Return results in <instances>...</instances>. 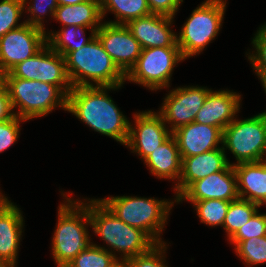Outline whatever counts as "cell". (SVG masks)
I'll return each instance as SVG.
<instances>
[{
    "mask_svg": "<svg viewBox=\"0 0 266 267\" xmlns=\"http://www.w3.org/2000/svg\"><path fill=\"white\" fill-rule=\"evenodd\" d=\"M241 95L230 90L210 91L194 122L220 128L222 131L239 112Z\"/></svg>",
    "mask_w": 266,
    "mask_h": 267,
    "instance_id": "19",
    "label": "cell"
},
{
    "mask_svg": "<svg viewBox=\"0 0 266 267\" xmlns=\"http://www.w3.org/2000/svg\"><path fill=\"white\" fill-rule=\"evenodd\" d=\"M100 201L120 220L146 232L156 243H163L160 233L174 202L134 196L108 197Z\"/></svg>",
    "mask_w": 266,
    "mask_h": 267,
    "instance_id": "6",
    "label": "cell"
},
{
    "mask_svg": "<svg viewBox=\"0 0 266 267\" xmlns=\"http://www.w3.org/2000/svg\"><path fill=\"white\" fill-rule=\"evenodd\" d=\"M222 146L233 153L236 164L264 161L266 114L262 112L244 120L235 118L223 130Z\"/></svg>",
    "mask_w": 266,
    "mask_h": 267,
    "instance_id": "8",
    "label": "cell"
},
{
    "mask_svg": "<svg viewBox=\"0 0 266 267\" xmlns=\"http://www.w3.org/2000/svg\"><path fill=\"white\" fill-rule=\"evenodd\" d=\"M107 267H128V263L126 259L116 258L111 264H109Z\"/></svg>",
    "mask_w": 266,
    "mask_h": 267,
    "instance_id": "38",
    "label": "cell"
},
{
    "mask_svg": "<svg viewBox=\"0 0 266 267\" xmlns=\"http://www.w3.org/2000/svg\"><path fill=\"white\" fill-rule=\"evenodd\" d=\"M150 172L158 178L179 181L182 159L176 139L171 135L161 146L144 159Z\"/></svg>",
    "mask_w": 266,
    "mask_h": 267,
    "instance_id": "22",
    "label": "cell"
},
{
    "mask_svg": "<svg viewBox=\"0 0 266 267\" xmlns=\"http://www.w3.org/2000/svg\"><path fill=\"white\" fill-rule=\"evenodd\" d=\"M135 128L129 123V136L125 146L145 159L161 146L172 132L157 112L145 111L134 115Z\"/></svg>",
    "mask_w": 266,
    "mask_h": 267,
    "instance_id": "14",
    "label": "cell"
},
{
    "mask_svg": "<svg viewBox=\"0 0 266 267\" xmlns=\"http://www.w3.org/2000/svg\"><path fill=\"white\" fill-rule=\"evenodd\" d=\"M182 60L179 47L145 48L125 79L151 90L169 87L172 71L176 63Z\"/></svg>",
    "mask_w": 266,
    "mask_h": 267,
    "instance_id": "9",
    "label": "cell"
},
{
    "mask_svg": "<svg viewBox=\"0 0 266 267\" xmlns=\"http://www.w3.org/2000/svg\"><path fill=\"white\" fill-rule=\"evenodd\" d=\"M257 76H259L261 83H263V88L266 93V72H256ZM266 114V111L264 112Z\"/></svg>",
    "mask_w": 266,
    "mask_h": 267,
    "instance_id": "41",
    "label": "cell"
},
{
    "mask_svg": "<svg viewBox=\"0 0 266 267\" xmlns=\"http://www.w3.org/2000/svg\"><path fill=\"white\" fill-rule=\"evenodd\" d=\"M88 27L69 25L65 26L60 31L54 33H46L48 46L61 54L64 58L72 51L78 50L87 44L96 34V32H91V36L85 39L84 30ZM83 38H81V36ZM80 37L81 40L77 43H71Z\"/></svg>",
    "mask_w": 266,
    "mask_h": 267,
    "instance_id": "25",
    "label": "cell"
},
{
    "mask_svg": "<svg viewBox=\"0 0 266 267\" xmlns=\"http://www.w3.org/2000/svg\"><path fill=\"white\" fill-rule=\"evenodd\" d=\"M120 87H73L68 94L67 111L73 113L94 131L126 145L130 122L107 94V90Z\"/></svg>",
    "mask_w": 266,
    "mask_h": 267,
    "instance_id": "1",
    "label": "cell"
},
{
    "mask_svg": "<svg viewBox=\"0 0 266 267\" xmlns=\"http://www.w3.org/2000/svg\"><path fill=\"white\" fill-rule=\"evenodd\" d=\"M20 209L11 203L0 212V259L15 267L23 229Z\"/></svg>",
    "mask_w": 266,
    "mask_h": 267,
    "instance_id": "21",
    "label": "cell"
},
{
    "mask_svg": "<svg viewBox=\"0 0 266 267\" xmlns=\"http://www.w3.org/2000/svg\"><path fill=\"white\" fill-rule=\"evenodd\" d=\"M65 62L73 87L95 86L89 80L96 86H122L126 80L96 35L83 47L70 52Z\"/></svg>",
    "mask_w": 266,
    "mask_h": 267,
    "instance_id": "2",
    "label": "cell"
},
{
    "mask_svg": "<svg viewBox=\"0 0 266 267\" xmlns=\"http://www.w3.org/2000/svg\"><path fill=\"white\" fill-rule=\"evenodd\" d=\"M255 213L245 225L240 227L236 233L229 239L235 246L243 241L253 237L266 236V214Z\"/></svg>",
    "mask_w": 266,
    "mask_h": 267,
    "instance_id": "31",
    "label": "cell"
},
{
    "mask_svg": "<svg viewBox=\"0 0 266 267\" xmlns=\"http://www.w3.org/2000/svg\"><path fill=\"white\" fill-rule=\"evenodd\" d=\"M151 13L173 17L183 0H147Z\"/></svg>",
    "mask_w": 266,
    "mask_h": 267,
    "instance_id": "36",
    "label": "cell"
},
{
    "mask_svg": "<svg viewBox=\"0 0 266 267\" xmlns=\"http://www.w3.org/2000/svg\"><path fill=\"white\" fill-rule=\"evenodd\" d=\"M226 0H206L195 10L177 35V45L184 59L199 54L218 35Z\"/></svg>",
    "mask_w": 266,
    "mask_h": 267,
    "instance_id": "7",
    "label": "cell"
},
{
    "mask_svg": "<svg viewBox=\"0 0 266 267\" xmlns=\"http://www.w3.org/2000/svg\"><path fill=\"white\" fill-rule=\"evenodd\" d=\"M4 85V73L0 68V88Z\"/></svg>",
    "mask_w": 266,
    "mask_h": 267,
    "instance_id": "43",
    "label": "cell"
},
{
    "mask_svg": "<svg viewBox=\"0 0 266 267\" xmlns=\"http://www.w3.org/2000/svg\"><path fill=\"white\" fill-rule=\"evenodd\" d=\"M239 198L236 174L229 164L223 171L193 182L175 201H201L221 199L232 202ZM183 199V200H182Z\"/></svg>",
    "mask_w": 266,
    "mask_h": 267,
    "instance_id": "15",
    "label": "cell"
},
{
    "mask_svg": "<svg viewBox=\"0 0 266 267\" xmlns=\"http://www.w3.org/2000/svg\"><path fill=\"white\" fill-rule=\"evenodd\" d=\"M104 50L126 75L141 54V46L126 25L104 22L95 34Z\"/></svg>",
    "mask_w": 266,
    "mask_h": 267,
    "instance_id": "13",
    "label": "cell"
},
{
    "mask_svg": "<svg viewBox=\"0 0 266 267\" xmlns=\"http://www.w3.org/2000/svg\"><path fill=\"white\" fill-rule=\"evenodd\" d=\"M23 0L0 1V38L10 30L22 26L25 22L17 24L25 10Z\"/></svg>",
    "mask_w": 266,
    "mask_h": 267,
    "instance_id": "30",
    "label": "cell"
},
{
    "mask_svg": "<svg viewBox=\"0 0 266 267\" xmlns=\"http://www.w3.org/2000/svg\"><path fill=\"white\" fill-rule=\"evenodd\" d=\"M181 175L175 186L177 199L193 182L223 171L230 162L223 146L196 156L181 157Z\"/></svg>",
    "mask_w": 266,
    "mask_h": 267,
    "instance_id": "17",
    "label": "cell"
},
{
    "mask_svg": "<svg viewBox=\"0 0 266 267\" xmlns=\"http://www.w3.org/2000/svg\"><path fill=\"white\" fill-rule=\"evenodd\" d=\"M12 111V112H11ZM14 116L9 93L5 85L0 88V122L11 119Z\"/></svg>",
    "mask_w": 266,
    "mask_h": 267,
    "instance_id": "37",
    "label": "cell"
},
{
    "mask_svg": "<svg viewBox=\"0 0 266 267\" xmlns=\"http://www.w3.org/2000/svg\"><path fill=\"white\" fill-rule=\"evenodd\" d=\"M255 54L248 56L256 72H266V24L261 26L252 40Z\"/></svg>",
    "mask_w": 266,
    "mask_h": 267,
    "instance_id": "33",
    "label": "cell"
},
{
    "mask_svg": "<svg viewBox=\"0 0 266 267\" xmlns=\"http://www.w3.org/2000/svg\"><path fill=\"white\" fill-rule=\"evenodd\" d=\"M235 250L247 265L263 264L266 262V236L243 240L235 246Z\"/></svg>",
    "mask_w": 266,
    "mask_h": 267,
    "instance_id": "29",
    "label": "cell"
},
{
    "mask_svg": "<svg viewBox=\"0 0 266 267\" xmlns=\"http://www.w3.org/2000/svg\"><path fill=\"white\" fill-rule=\"evenodd\" d=\"M194 204L201 223L209 226H222L229 209L230 201L221 199H208L191 201Z\"/></svg>",
    "mask_w": 266,
    "mask_h": 267,
    "instance_id": "27",
    "label": "cell"
},
{
    "mask_svg": "<svg viewBox=\"0 0 266 267\" xmlns=\"http://www.w3.org/2000/svg\"><path fill=\"white\" fill-rule=\"evenodd\" d=\"M15 116L30 120L47 115L58 106L67 111L68 95L58 86L38 80L4 77Z\"/></svg>",
    "mask_w": 266,
    "mask_h": 267,
    "instance_id": "5",
    "label": "cell"
},
{
    "mask_svg": "<svg viewBox=\"0 0 266 267\" xmlns=\"http://www.w3.org/2000/svg\"><path fill=\"white\" fill-rule=\"evenodd\" d=\"M12 202H10L5 196L0 193V212H2L7 206H9Z\"/></svg>",
    "mask_w": 266,
    "mask_h": 267,
    "instance_id": "39",
    "label": "cell"
},
{
    "mask_svg": "<svg viewBox=\"0 0 266 267\" xmlns=\"http://www.w3.org/2000/svg\"><path fill=\"white\" fill-rule=\"evenodd\" d=\"M53 19L63 23V27L84 26L91 32H96L102 24L100 0H88L75 5H58Z\"/></svg>",
    "mask_w": 266,
    "mask_h": 267,
    "instance_id": "23",
    "label": "cell"
},
{
    "mask_svg": "<svg viewBox=\"0 0 266 267\" xmlns=\"http://www.w3.org/2000/svg\"><path fill=\"white\" fill-rule=\"evenodd\" d=\"M232 165L236 174L239 198L259 206L266 204V160Z\"/></svg>",
    "mask_w": 266,
    "mask_h": 267,
    "instance_id": "20",
    "label": "cell"
},
{
    "mask_svg": "<svg viewBox=\"0 0 266 267\" xmlns=\"http://www.w3.org/2000/svg\"><path fill=\"white\" fill-rule=\"evenodd\" d=\"M4 77L38 80L60 87L67 95L73 89L65 58L46 44L37 54L14 66Z\"/></svg>",
    "mask_w": 266,
    "mask_h": 267,
    "instance_id": "10",
    "label": "cell"
},
{
    "mask_svg": "<svg viewBox=\"0 0 266 267\" xmlns=\"http://www.w3.org/2000/svg\"><path fill=\"white\" fill-rule=\"evenodd\" d=\"M105 247L91 243L82 250L66 267H107L117 256Z\"/></svg>",
    "mask_w": 266,
    "mask_h": 267,
    "instance_id": "28",
    "label": "cell"
},
{
    "mask_svg": "<svg viewBox=\"0 0 266 267\" xmlns=\"http://www.w3.org/2000/svg\"><path fill=\"white\" fill-rule=\"evenodd\" d=\"M165 250V242L157 243L148 252L127 259L128 267H167L163 263Z\"/></svg>",
    "mask_w": 266,
    "mask_h": 267,
    "instance_id": "32",
    "label": "cell"
},
{
    "mask_svg": "<svg viewBox=\"0 0 266 267\" xmlns=\"http://www.w3.org/2000/svg\"><path fill=\"white\" fill-rule=\"evenodd\" d=\"M47 44L46 31L24 23L0 38V68L4 74L37 54Z\"/></svg>",
    "mask_w": 266,
    "mask_h": 267,
    "instance_id": "11",
    "label": "cell"
},
{
    "mask_svg": "<svg viewBox=\"0 0 266 267\" xmlns=\"http://www.w3.org/2000/svg\"><path fill=\"white\" fill-rule=\"evenodd\" d=\"M33 3L32 5L30 3L28 5L29 7L27 8L28 12H30L31 13L30 15L32 16L31 18L25 20L24 22L45 31V27L42 22L43 21L42 16L45 15L47 11H49L51 16L54 17L55 10L58 6L57 0H35L33 1Z\"/></svg>",
    "mask_w": 266,
    "mask_h": 267,
    "instance_id": "34",
    "label": "cell"
},
{
    "mask_svg": "<svg viewBox=\"0 0 266 267\" xmlns=\"http://www.w3.org/2000/svg\"><path fill=\"white\" fill-rule=\"evenodd\" d=\"M258 207H260L258 204L242 198L230 202L223 222V228L227 232L229 239L255 215Z\"/></svg>",
    "mask_w": 266,
    "mask_h": 267,
    "instance_id": "26",
    "label": "cell"
},
{
    "mask_svg": "<svg viewBox=\"0 0 266 267\" xmlns=\"http://www.w3.org/2000/svg\"><path fill=\"white\" fill-rule=\"evenodd\" d=\"M88 0H57L58 5H75Z\"/></svg>",
    "mask_w": 266,
    "mask_h": 267,
    "instance_id": "40",
    "label": "cell"
},
{
    "mask_svg": "<svg viewBox=\"0 0 266 267\" xmlns=\"http://www.w3.org/2000/svg\"><path fill=\"white\" fill-rule=\"evenodd\" d=\"M21 121L26 122L14 115L11 119L0 122V153L16 142L19 137Z\"/></svg>",
    "mask_w": 266,
    "mask_h": 267,
    "instance_id": "35",
    "label": "cell"
},
{
    "mask_svg": "<svg viewBox=\"0 0 266 267\" xmlns=\"http://www.w3.org/2000/svg\"><path fill=\"white\" fill-rule=\"evenodd\" d=\"M211 91L206 87H178L170 91L164 98L163 106L158 112L164 122L171 124V132L181 126L188 125L203 106L207 94Z\"/></svg>",
    "mask_w": 266,
    "mask_h": 267,
    "instance_id": "12",
    "label": "cell"
},
{
    "mask_svg": "<svg viewBox=\"0 0 266 267\" xmlns=\"http://www.w3.org/2000/svg\"><path fill=\"white\" fill-rule=\"evenodd\" d=\"M181 157H190L208 152L222 144L223 131L215 126L192 122L172 132Z\"/></svg>",
    "mask_w": 266,
    "mask_h": 267,
    "instance_id": "18",
    "label": "cell"
},
{
    "mask_svg": "<svg viewBox=\"0 0 266 267\" xmlns=\"http://www.w3.org/2000/svg\"><path fill=\"white\" fill-rule=\"evenodd\" d=\"M0 267H14V266L9 262L0 259Z\"/></svg>",
    "mask_w": 266,
    "mask_h": 267,
    "instance_id": "42",
    "label": "cell"
},
{
    "mask_svg": "<svg viewBox=\"0 0 266 267\" xmlns=\"http://www.w3.org/2000/svg\"><path fill=\"white\" fill-rule=\"evenodd\" d=\"M65 199L67 203L59 206L58 223L52 238V254L58 267H66L92 243L85 226H91L88 203Z\"/></svg>",
    "mask_w": 266,
    "mask_h": 267,
    "instance_id": "4",
    "label": "cell"
},
{
    "mask_svg": "<svg viewBox=\"0 0 266 267\" xmlns=\"http://www.w3.org/2000/svg\"><path fill=\"white\" fill-rule=\"evenodd\" d=\"M174 17L151 13L130 20L126 26L138 40L142 49L153 47H178L177 34L169 29Z\"/></svg>",
    "mask_w": 266,
    "mask_h": 267,
    "instance_id": "16",
    "label": "cell"
},
{
    "mask_svg": "<svg viewBox=\"0 0 266 267\" xmlns=\"http://www.w3.org/2000/svg\"><path fill=\"white\" fill-rule=\"evenodd\" d=\"M90 202V203H89ZM88 211L91 226L111 248L123 253V259L148 252L157 243L144 231L130 226L114 215L100 199H91Z\"/></svg>",
    "mask_w": 266,
    "mask_h": 267,
    "instance_id": "3",
    "label": "cell"
},
{
    "mask_svg": "<svg viewBox=\"0 0 266 267\" xmlns=\"http://www.w3.org/2000/svg\"><path fill=\"white\" fill-rule=\"evenodd\" d=\"M102 19L107 11H112L117 21L112 24L126 25L130 20L151 14L147 0H100ZM119 19V20H118Z\"/></svg>",
    "mask_w": 266,
    "mask_h": 267,
    "instance_id": "24",
    "label": "cell"
}]
</instances>
